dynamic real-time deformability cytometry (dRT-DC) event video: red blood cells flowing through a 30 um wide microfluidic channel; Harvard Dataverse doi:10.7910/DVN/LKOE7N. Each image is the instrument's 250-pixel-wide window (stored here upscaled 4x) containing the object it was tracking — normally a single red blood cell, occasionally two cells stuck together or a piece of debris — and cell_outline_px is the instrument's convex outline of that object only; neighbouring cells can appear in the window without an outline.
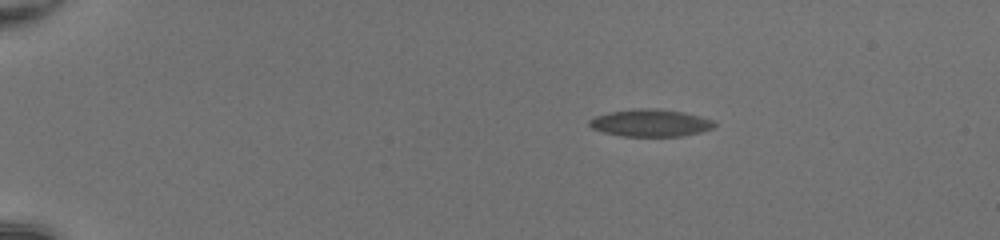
{"species": "common noctule bat (a hibernating species)", "species_latin": "Nyctalus noctula", "temperature_condition": "room temperature", "stored_images_in_passage": 44, "camera_frame_rate_fps": 3000, "um_per_image_px": 0.085, "animal": {"sex": "female", "body_mass_g": 20.0, "forearm_length_mm": 54.0}, "frame": {"image": 1, "passage_image": 1, "time_ms": 0.0, "image_size_px": [1000, 240], "cell_outline_px": [[716, 124], [712, 128], [700, 132], [680, 136], [620, 136], [604, 132], [592, 128], [588, 124], [588, 120], [596, 116], [608, 112], [636, 108], [656, 108], [684, 112], [700, 116], [712, 120]], "centroid_in_image_um": [55.26, 10.44], "position_along_channel_um": 29.7, "area_um2": 19.88}}
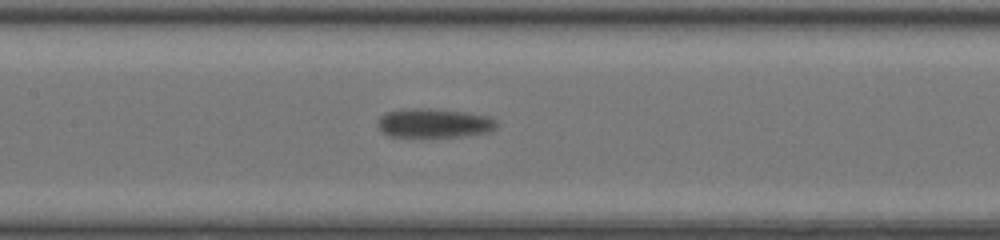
{"frame": {"image": 2, "passage_image": 19, "time_ms": 6.0, "image_size_px": [1000, 240], "cell_outline_px": [[500, 124], [496, 128], [488, 132], [460, 136], [388, 136], [380, 132], [376, 124], [380, 116], [384, 112], [408, 108], [432, 108], [468, 112], [488, 116], [496, 120]], "centroid_in_image_um": [36.87, 10.44], "position_along_channel_um": 170.5, "area_um2": 20.46}}
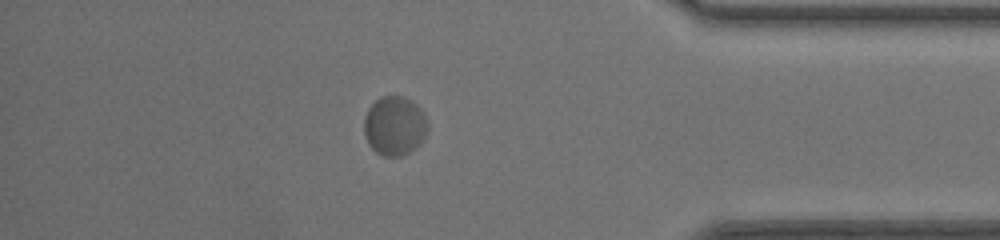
{"frame": {"image": 3, "passage_image": 38, "time_ms": 12.333, "image_size_px": [1000, 240], "cell_outline_px": [[428, 132], [424, 140], [416, 148], [400, 156], [380, 156], [368, 144], [364, 132], [364, 116], [368, 108], [380, 96], [404, 96], [416, 104], [424, 112], [428, 124]], "centroid_in_image_um": [33.55, 10.7], "position_along_channel_um": 401.6, "area_um2": 22.31}, "authors_computed_cell_mechanics": {"area_um2": 20.2011, "velocity_mm_per_s": 4.0191, "shape_relaxation_time_tau1_ms": 3.0484, "shape_relaxation_time_tau2_ms": null, "deformation_change_tau1": 0.0838, "deformation_change_tau2": null}}